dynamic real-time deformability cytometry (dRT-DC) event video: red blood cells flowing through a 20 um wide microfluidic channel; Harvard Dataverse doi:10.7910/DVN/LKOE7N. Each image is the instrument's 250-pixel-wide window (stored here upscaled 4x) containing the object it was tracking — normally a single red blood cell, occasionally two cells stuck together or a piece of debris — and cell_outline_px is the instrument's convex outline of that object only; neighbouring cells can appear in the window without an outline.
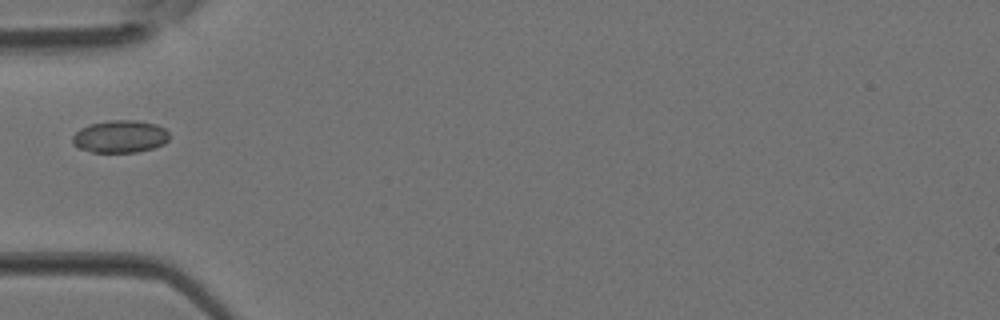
{"species": "Egyptian fruit bat (a non-hibernating species)", "species_latin": "Rousettus aegyptiacus", "temperature_condition": "room temperature", "stored_images_in_passage": 4, "camera_frame_rate_fps": 3000, "um_per_image_px": 0.085, "animal": {"sex": "female"}, "frame": {"image": 1, "passage_image": 4, "time_ms": 1.0, "image_size_px": [1000, 320], "cell_outline_px": [[168, 140], [164, 144], [152, 148], [136, 152], [92, 152], [76, 148], [72, 144], [72, 136], [80, 128], [88, 124], [112, 120], [136, 120], [156, 124], [164, 128], [168, 132]], "centroid_in_image_um": [10.17, 11.6], "position_along_channel_um": 74.8, "area_um2": 18.44}}